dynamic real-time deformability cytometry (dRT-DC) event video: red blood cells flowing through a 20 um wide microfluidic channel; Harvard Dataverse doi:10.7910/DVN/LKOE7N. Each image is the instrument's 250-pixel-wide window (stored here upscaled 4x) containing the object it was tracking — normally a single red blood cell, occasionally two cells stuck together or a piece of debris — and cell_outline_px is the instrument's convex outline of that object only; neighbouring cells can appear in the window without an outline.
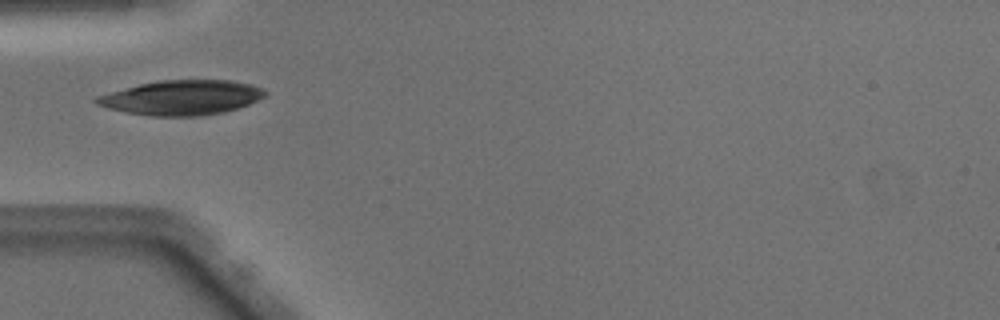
{"species": "Egyptian fruit bat (a non-hibernating species)", "species_latin": "Rousettus aegyptiacus", "temperature_condition": "warm", "stored_images_in_passage": 30, "camera_frame_rate_fps": 3000, "um_per_image_px": 0.085, "animal": {"sex": "male"}, "frame": {"image": 1, "passage_image": 2, "time_ms": 0.333, "image_size_px": [1000, 320], "cell_outline_px": [[268, 96], [248, 104], [224, 112], [200, 116], [152, 116], [124, 112], [108, 108], [96, 104], [92, 100], [96, 96], [140, 84], [160, 80], [232, 80], [252, 84], [268, 92]], "centroid_in_image_um": [15.46, 8.3], "position_along_channel_um": 69.5, "area_um2": 34.16}}
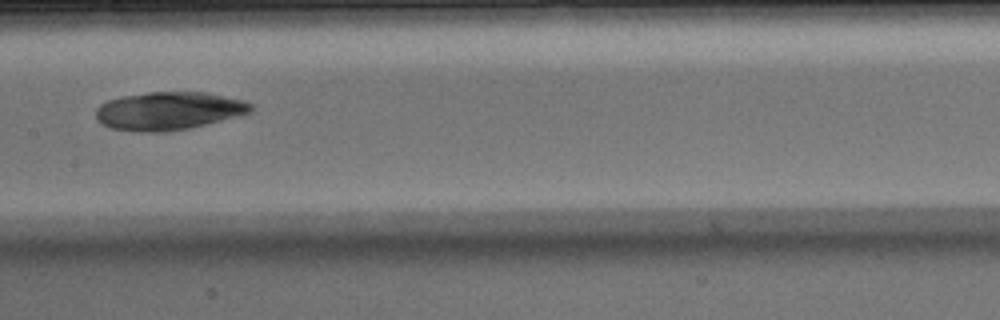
{"frame": {"image": 2, "passage_image": 11, "time_ms": 3.333, "image_size_px": [1000, 320], "cell_outline_px": [[252, 112], [240, 116], [188, 128], [164, 132], [132, 132], [108, 128], [96, 120], [96, 108], [100, 104], [108, 100], [120, 96], [148, 92], [204, 92], [244, 100], [252, 104]], "centroid_in_image_um": [14.3, 9.43], "position_along_channel_um": 193.1, "area_um2": 34.74}}
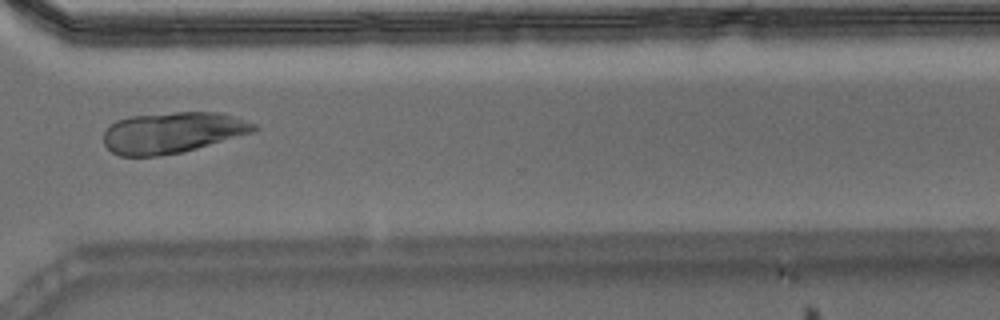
{"frame": {"image": 3, "passage_image": 23, "time_ms": 7.333, "image_size_px": [1000, 320], "cell_outline_px": [[260, 128], [256, 132], [196, 148], [180, 152], [160, 156], [120, 156], [112, 152], [104, 144], [104, 132], [116, 120], [128, 116], [176, 112], [216, 112], [232, 116], [256, 124]], "centroid_in_image_um": [14.66, 11.27], "position_along_channel_um": 355.9, "area_um2": 35.89}}